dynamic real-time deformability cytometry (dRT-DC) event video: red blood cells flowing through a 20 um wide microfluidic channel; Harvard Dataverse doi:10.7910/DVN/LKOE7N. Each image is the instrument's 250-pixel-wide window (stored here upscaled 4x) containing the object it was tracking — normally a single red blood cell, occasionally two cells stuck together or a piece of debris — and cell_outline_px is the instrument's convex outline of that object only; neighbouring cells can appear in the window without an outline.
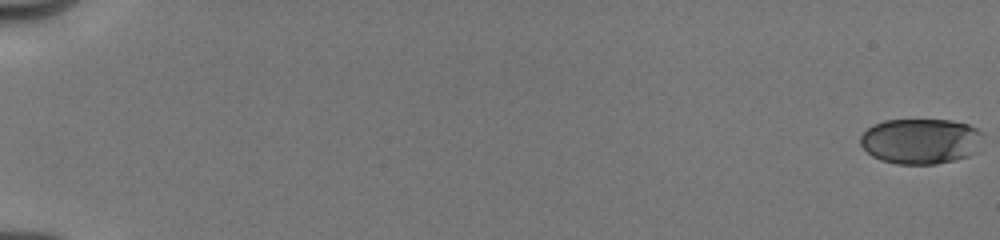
{"species": "human", "species_latin": "Homo sapiens", "temperature_condition": "cold", "stored_images_in_passage": 13, "camera_frame_rate_fps": 3000, "um_per_image_px": 0.085, "donor": {"sex": "male"}, "frame": {"image": 1, "passage_image": 1, "time_ms": 0.0, "image_size_px": [1000, 240], "cell_outline_px": [[984, 132], [980, 152], [968, 156], [936, 164], [896, 164], [880, 160], [872, 156], [860, 144], [860, 136], [872, 124], [884, 120], [952, 120], [968, 124]], "centroid_in_image_um": [78.3, 11.99], "position_along_channel_um": 6.7, "area_um2": 33.0}}
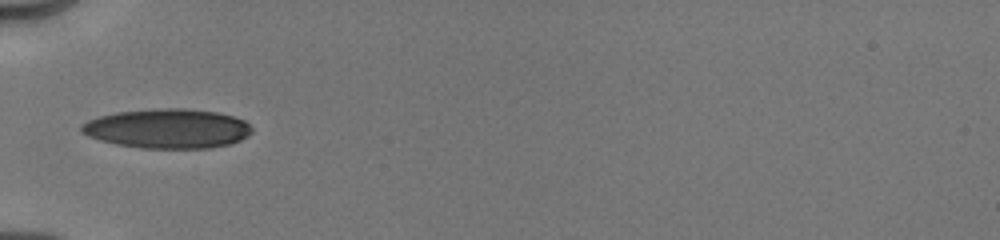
{"frame": {"image": 2, "passage_image": 11, "time_ms": 6.667, "image_size_px": [1000, 240], "cell_outline_px": [[252, 132], [248, 136], [232, 144], [212, 148], [140, 148], [116, 144], [100, 140], [88, 136], [80, 132], [80, 124], [88, 120], [100, 116], [116, 112], [160, 108], [184, 108], [216, 112], [232, 116], [244, 120], [252, 128]], "centroid_in_image_um": [14.24, 10.93], "position_along_channel_um": 70.8, "area_um2": 39.42}}
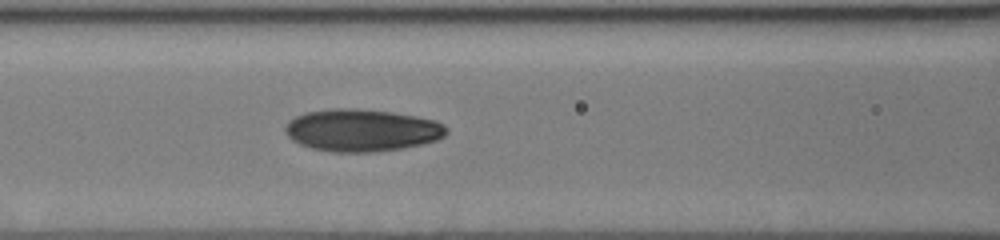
{"frame": {"image": 3, "passage_image": 13, "time_ms": 8.333, "image_size_px": [1000, 240], "cell_outline_px": [[448, 132], [444, 136], [436, 140], [424, 144], [404, 148], [376, 152], [332, 152], [312, 148], [300, 144], [292, 140], [284, 132], [284, 128], [288, 120], [304, 112], [332, 108], [356, 108], [392, 112], [416, 116], [436, 120], [444, 124], [448, 128]], "centroid_in_image_um": [30.76, 11.07], "position_along_channel_um": 135.8, "area_um2": 40.23}}